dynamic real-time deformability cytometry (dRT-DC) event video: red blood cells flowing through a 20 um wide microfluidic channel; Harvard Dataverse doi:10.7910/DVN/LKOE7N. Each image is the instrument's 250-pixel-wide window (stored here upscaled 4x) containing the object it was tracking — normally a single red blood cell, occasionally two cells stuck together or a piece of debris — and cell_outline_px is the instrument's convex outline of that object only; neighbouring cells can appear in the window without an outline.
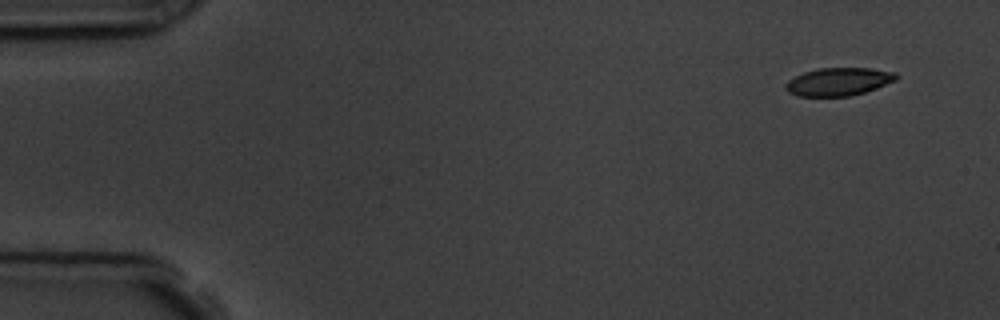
{"species": "common noctule bat (a hibernating species)", "species_latin": "Nyctalus noctula", "temperature_condition": "room temperature", "stored_images_in_passage": 16, "camera_frame_rate_fps": 3000, "um_per_image_px": 0.085, "animal": {"sex": "male", "body_mass_g": 19.5, "forearm_length_mm": 54.6}, "frame": {"image": 1, "passage_image": 1, "time_ms": 0.0, "image_size_px": [1000, 320], "cell_outline_px": [[900, 76], [896, 80], [876, 88], [864, 92], [848, 96], [796, 96], [788, 92], [784, 88], [784, 84], [788, 80], [804, 72], [820, 68], [872, 68], [896, 72]], "centroid_in_image_um": [71.28, 6.94], "position_along_channel_um": 13.7, "area_um2": 18.09}}
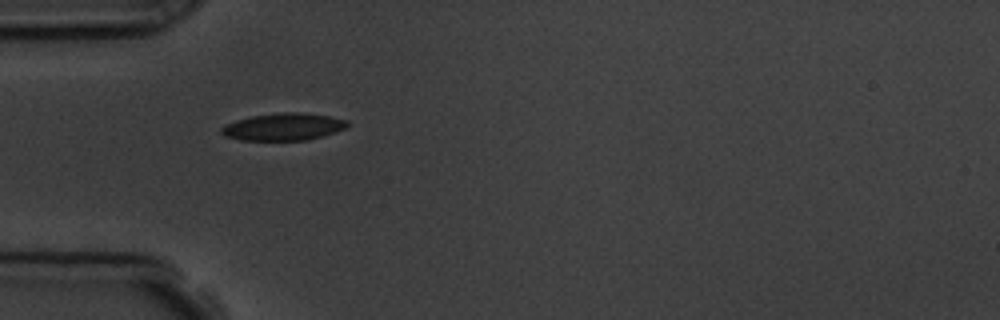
{"frame": {"image": 2, "passage_image": 5, "time_ms": 4.333, "image_size_px": [1000, 320], "cell_outline_px": [[348, 124], [344, 128], [336, 132], [324, 136], [308, 140], [240, 140], [224, 136], [220, 132], [220, 128], [224, 124], [236, 120], [252, 116], [280, 112], [300, 112], [328, 116], [348, 120]], "centroid_in_image_um": [24.06, 10.78], "position_along_channel_um": 60.9, "area_um2": 20.11}}
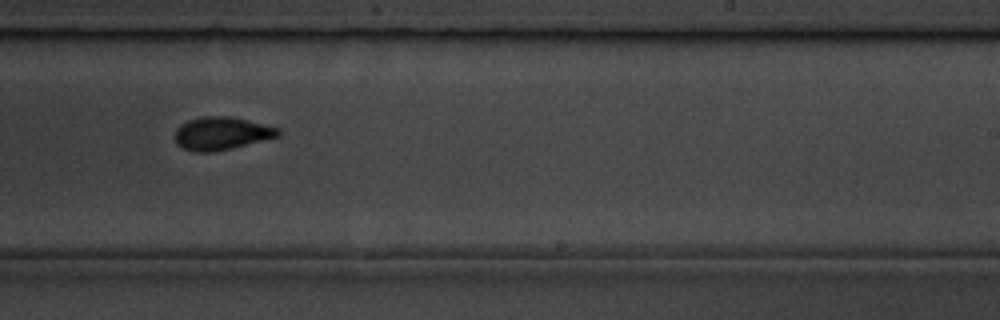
{"frame": {"image": 3, "passage_image": 10, "time_ms": 10.0, "image_size_px": [1000, 320], "cell_outline_px": [[280, 136], [232, 148], [212, 152], [192, 152], [180, 148], [176, 144], [176, 128], [180, 124], [188, 120], [204, 116], [228, 116], [248, 120], [280, 128]], "centroid_in_image_um": [18.81, 11.35], "position_along_channel_um": 270.2, "area_um2": 19.94}, "authors_computed_cell_mechanics": {"area_um2": 19.1318, "velocity_mm_per_s": 3.7468, "shape_relaxation_time_tau1_ms": 2.6501, "shape_relaxation_time_tau2_ms": null, "deformation_change_tau1": 0.1066, "deformation_change_tau2": null}}